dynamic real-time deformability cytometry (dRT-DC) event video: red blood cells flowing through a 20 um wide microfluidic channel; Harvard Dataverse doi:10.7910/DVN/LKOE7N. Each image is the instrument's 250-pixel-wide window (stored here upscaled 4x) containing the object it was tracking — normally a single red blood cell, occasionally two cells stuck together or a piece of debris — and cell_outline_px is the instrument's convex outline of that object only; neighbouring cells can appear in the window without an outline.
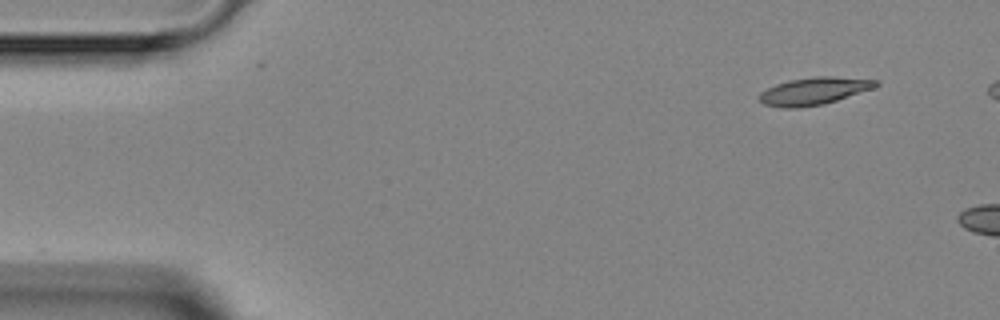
{"species": "Egyptian fruit bat (a non-hibernating species)", "species_latin": "Rousettus aegyptiacus", "temperature_condition": "room temperature", "stored_images_in_passage": 4, "segment_of_instrument_passage": [2, 2], "camera_frame_rate_fps": 3000, "um_per_image_px": 0.085, "animal": {"sex": "female"}, "frame": {"image": 1, "passage_image": 4, "time_ms": 4.333, "image_size_px": [1000, 320], "cell_outline_px": [[880, 84], [872, 88], [824, 104], [796, 108], [780, 108], [764, 104], [760, 100], [760, 92], [776, 84], [788, 80], [816, 76], [832, 76], [876, 80]], "centroid_in_image_um": [69.15, 7.74], "position_along_channel_um": 15.9, "area_um2": 18.38}}